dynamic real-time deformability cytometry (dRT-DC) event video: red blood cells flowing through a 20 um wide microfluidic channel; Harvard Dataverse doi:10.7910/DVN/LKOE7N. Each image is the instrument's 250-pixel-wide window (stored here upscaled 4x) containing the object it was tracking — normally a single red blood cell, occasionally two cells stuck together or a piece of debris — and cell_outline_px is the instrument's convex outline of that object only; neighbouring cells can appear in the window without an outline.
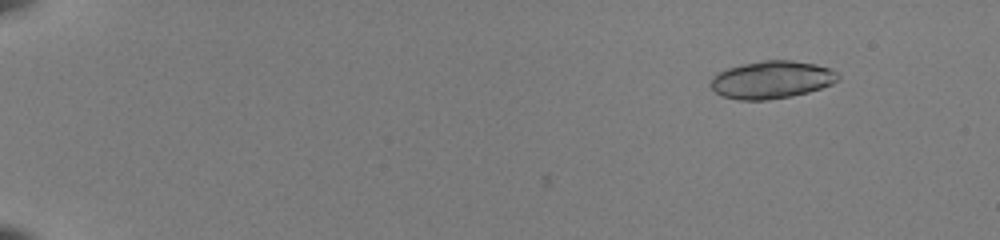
{"species": "common noctule bat (a hibernating species)", "species_latin": "Nyctalus noctula", "temperature_condition": "room temperature", "stored_images_in_passage": 4, "camera_frame_rate_fps": 3000, "um_per_image_px": 0.085, "animal": {"sex": "female", "body_mass_g": 22.0, "forearm_length_mm": 56.7}, "frame": {"image": 1, "passage_image": 1, "time_ms": 0.0, "image_size_px": [1000, 240], "cell_outline_px": [[840, 76], [832, 84], [808, 92], [792, 96], [768, 100], [740, 100], [720, 96], [712, 88], [712, 76], [728, 68], [744, 64], [764, 60], [792, 60], [816, 64], [832, 68]], "centroid_in_image_um": [65.61, 6.78], "position_along_channel_um": 19.4, "area_um2": 27.86}}